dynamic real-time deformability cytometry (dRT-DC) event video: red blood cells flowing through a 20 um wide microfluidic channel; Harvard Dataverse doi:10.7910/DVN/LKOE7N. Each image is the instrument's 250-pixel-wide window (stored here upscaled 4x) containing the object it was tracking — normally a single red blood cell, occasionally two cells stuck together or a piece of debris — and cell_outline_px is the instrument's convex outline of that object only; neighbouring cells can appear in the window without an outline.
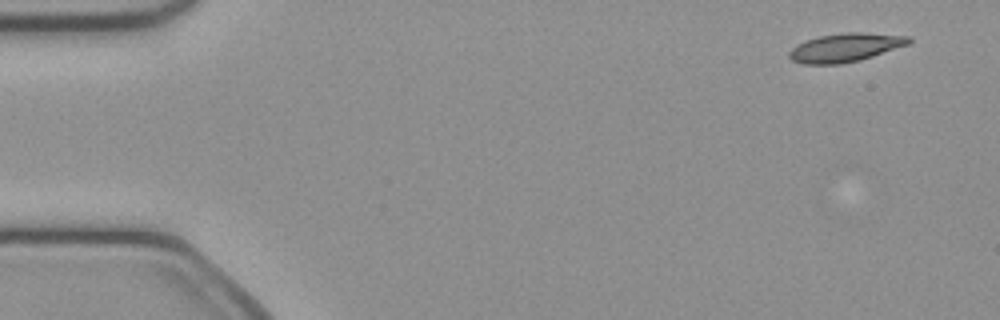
{"species": "common noctule bat (a hibernating species)", "species_latin": "Nyctalus noctula", "temperature_condition": "cold", "stored_images_in_passage": 48, "camera_frame_rate_fps": 3000, "um_per_image_px": 0.085, "animal": {"sex": "female", "body_mass_g": 21.9}, "frame": {"image": 1, "passage_image": 1, "time_ms": 0.0, "image_size_px": [1000, 320], "cell_outline_px": [[912, 40], [908, 44], [860, 60], [840, 64], [804, 64], [792, 60], [788, 56], [788, 52], [796, 44], [820, 36], [844, 32], [864, 32], [912, 36]], "centroid_in_image_um": [71.86, 4.03], "position_along_channel_um": 13.1, "area_um2": 19.88}}
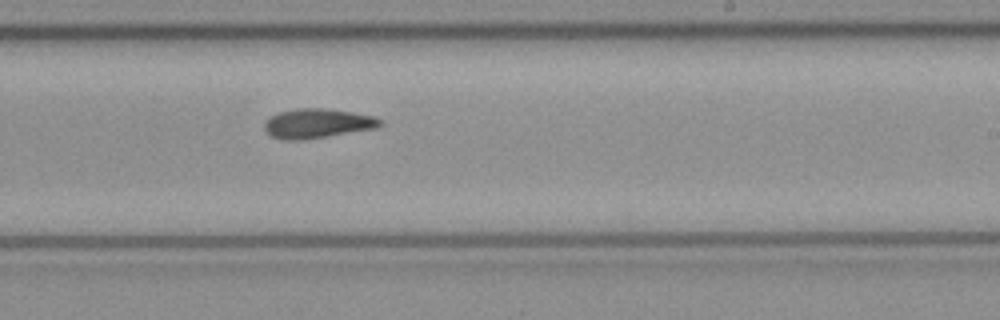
{"frame": {"image": 2, "passage_image": 28, "time_ms": 9.0, "image_size_px": [1000, 320], "cell_outline_px": [[384, 124], [376, 128], [300, 140], [284, 140], [272, 136], [264, 128], [264, 124], [272, 116], [280, 112], [296, 108], [324, 108], [352, 112], [376, 116], [384, 120]], "centroid_in_image_um": [27.04, 10.48], "position_along_channel_um": 262.0, "area_um2": 19.71}}
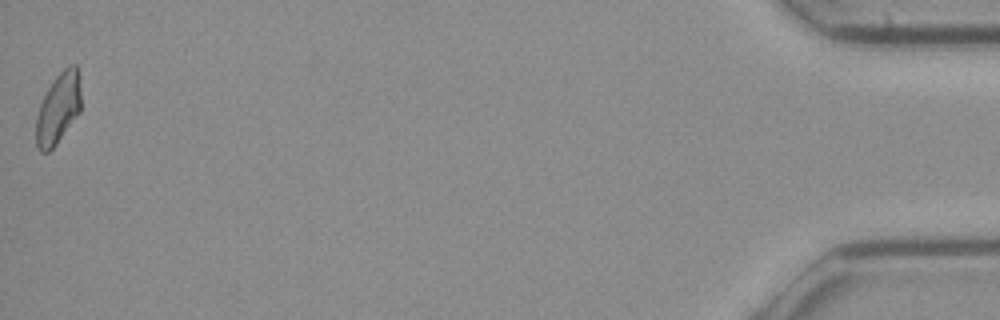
{"frame": {"image": 3, "passage_image": 48, "time_ms": 15.667, "image_size_px": [1000, 320], "cell_outline_px": [[80, 112], [56, 144], [48, 152], [40, 152], [36, 148], [36, 116], [40, 104], [48, 88], [56, 76], [68, 64], [76, 64], [80, 92]], "centroid_in_image_um": [4.93, 9.24], "position_along_channel_um": 430.3, "area_um2": 18.38}, "authors_computed_cell_mechanics": {"area_um2": 19.4208, "velocity_mm_per_s": 4.0601, "shape_relaxation_time_tau1_ms": 7.8226, "shape_relaxation_time_tau2_ms": 6.7426, "deformation_change_tau1": 0.1785, "deformation_change_tau2": 0.1381}}